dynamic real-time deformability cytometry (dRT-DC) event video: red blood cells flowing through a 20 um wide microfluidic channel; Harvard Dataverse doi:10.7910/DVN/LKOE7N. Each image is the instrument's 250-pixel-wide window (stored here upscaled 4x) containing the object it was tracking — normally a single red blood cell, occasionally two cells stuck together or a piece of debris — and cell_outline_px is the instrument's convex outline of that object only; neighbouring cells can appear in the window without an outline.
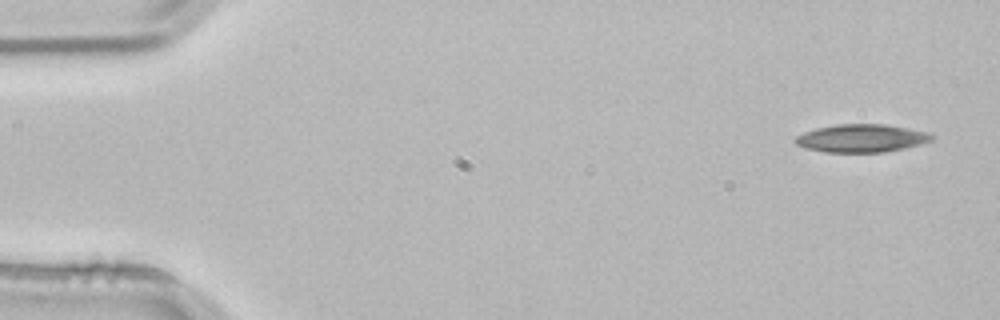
{"species": "common noctule bat (a hibernating species)", "species_latin": "Nyctalus noctula", "temperature_condition": "room temperature", "stored_images_in_passage": 3, "camera_frame_rate_fps": 3000, "um_per_image_px": 0.085, "animal": {"sex": "male", "body_mass_g": 21.5, "forearm_length_mm": 52.0}, "frame": {"image": 1, "passage_image": 1, "time_ms": 0.0, "image_size_px": [1000, 320], "cell_outline_px": [[936, 136], [932, 140], [920, 144], [904, 148], [884, 152], [824, 152], [804, 148], [796, 144], [792, 140], [796, 136], [804, 132], [816, 128], [836, 124], [884, 124], [908, 128], [928, 132]], "centroid_in_image_um": [73.21, 11.75], "position_along_channel_um": 11.8, "area_um2": 22.37}}